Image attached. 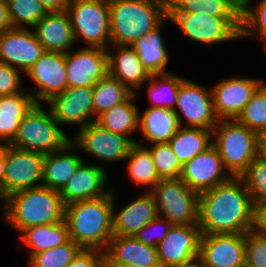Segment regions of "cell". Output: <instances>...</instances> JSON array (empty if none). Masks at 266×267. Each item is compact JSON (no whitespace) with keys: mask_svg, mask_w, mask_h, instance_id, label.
<instances>
[{"mask_svg":"<svg viewBox=\"0 0 266 267\" xmlns=\"http://www.w3.org/2000/svg\"><path fill=\"white\" fill-rule=\"evenodd\" d=\"M168 143L183 166L212 146V130L181 126Z\"/></svg>","mask_w":266,"mask_h":267,"instance_id":"30","label":"cell"},{"mask_svg":"<svg viewBox=\"0 0 266 267\" xmlns=\"http://www.w3.org/2000/svg\"><path fill=\"white\" fill-rule=\"evenodd\" d=\"M105 267H140L132 264L105 263Z\"/></svg>","mask_w":266,"mask_h":267,"instance_id":"53","label":"cell"},{"mask_svg":"<svg viewBox=\"0 0 266 267\" xmlns=\"http://www.w3.org/2000/svg\"><path fill=\"white\" fill-rule=\"evenodd\" d=\"M20 85L19 69L0 63V97L23 92Z\"/></svg>","mask_w":266,"mask_h":267,"instance_id":"45","label":"cell"},{"mask_svg":"<svg viewBox=\"0 0 266 267\" xmlns=\"http://www.w3.org/2000/svg\"><path fill=\"white\" fill-rule=\"evenodd\" d=\"M6 144L0 141V153L4 150Z\"/></svg>","mask_w":266,"mask_h":267,"instance_id":"55","label":"cell"},{"mask_svg":"<svg viewBox=\"0 0 266 267\" xmlns=\"http://www.w3.org/2000/svg\"><path fill=\"white\" fill-rule=\"evenodd\" d=\"M45 51L68 53L75 44V36L69 15L63 12H48L32 28Z\"/></svg>","mask_w":266,"mask_h":267,"instance_id":"22","label":"cell"},{"mask_svg":"<svg viewBox=\"0 0 266 267\" xmlns=\"http://www.w3.org/2000/svg\"><path fill=\"white\" fill-rule=\"evenodd\" d=\"M201 235L198 225H173L157 245L160 266L176 265L198 256Z\"/></svg>","mask_w":266,"mask_h":267,"instance_id":"20","label":"cell"},{"mask_svg":"<svg viewBox=\"0 0 266 267\" xmlns=\"http://www.w3.org/2000/svg\"><path fill=\"white\" fill-rule=\"evenodd\" d=\"M13 29L6 0H0V35Z\"/></svg>","mask_w":266,"mask_h":267,"instance_id":"48","label":"cell"},{"mask_svg":"<svg viewBox=\"0 0 266 267\" xmlns=\"http://www.w3.org/2000/svg\"><path fill=\"white\" fill-rule=\"evenodd\" d=\"M263 138L235 120H218L212 130V145L217 149L225 170L239 177L260 155Z\"/></svg>","mask_w":266,"mask_h":267,"instance_id":"5","label":"cell"},{"mask_svg":"<svg viewBox=\"0 0 266 267\" xmlns=\"http://www.w3.org/2000/svg\"><path fill=\"white\" fill-rule=\"evenodd\" d=\"M147 147L156 166L160 179H178L182 166L168 142L152 143Z\"/></svg>","mask_w":266,"mask_h":267,"instance_id":"41","label":"cell"},{"mask_svg":"<svg viewBox=\"0 0 266 267\" xmlns=\"http://www.w3.org/2000/svg\"><path fill=\"white\" fill-rule=\"evenodd\" d=\"M230 177L217 149L212 145L182 166L180 179L190 189L200 194L225 182Z\"/></svg>","mask_w":266,"mask_h":267,"instance_id":"19","label":"cell"},{"mask_svg":"<svg viewBox=\"0 0 266 267\" xmlns=\"http://www.w3.org/2000/svg\"><path fill=\"white\" fill-rule=\"evenodd\" d=\"M168 19L195 43L213 45L241 38V16H211L204 12H168Z\"/></svg>","mask_w":266,"mask_h":267,"instance_id":"7","label":"cell"},{"mask_svg":"<svg viewBox=\"0 0 266 267\" xmlns=\"http://www.w3.org/2000/svg\"><path fill=\"white\" fill-rule=\"evenodd\" d=\"M2 202L4 220L19 234L26 228L64 220L65 205L58 191L38 186L15 192Z\"/></svg>","mask_w":266,"mask_h":267,"instance_id":"4","label":"cell"},{"mask_svg":"<svg viewBox=\"0 0 266 267\" xmlns=\"http://www.w3.org/2000/svg\"><path fill=\"white\" fill-rule=\"evenodd\" d=\"M21 240L29 247V255L57 247L69 240V232L65 220L60 222L32 226L24 229Z\"/></svg>","mask_w":266,"mask_h":267,"instance_id":"32","label":"cell"},{"mask_svg":"<svg viewBox=\"0 0 266 267\" xmlns=\"http://www.w3.org/2000/svg\"><path fill=\"white\" fill-rule=\"evenodd\" d=\"M72 143L81 151L94 155L103 162L125 160L131 146L137 141L123 135L113 133L100 127L97 123H89L78 129Z\"/></svg>","mask_w":266,"mask_h":267,"instance_id":"12","label":"cell"},{"mask_svg":"<svg viewBox=\"0 0 266 267\" xmlns=\"http://www.w3.org/2000/svg\"><path fill=\"white\" fill-rule=\"evenodd\" d=\"M125 160L129 161L127 166L128 175L136 185L148 186L150 192L155 184L161 180L146 145L140 142L134 143Z\"/></svg>","mask_w":266,"mask_h":267,"instance_id":"33","label":"cell"},{"mask_svg":"<svg viewBox=\"0 0 266 267\" xmlns=\"http://www.w3.org/2000/svg\"><path fill=\"white\" fill-rule=\"evenodd\" d=\"M5 165H6V159H5V148H4V150L0 153V199L1 201L4 200Z\"/></svg>","mask_w":266,"mask_h":267,"instance_id":"50","label":"cell"},{"mask_svg":"<svg viewBox=\"0 0 266 267\" xmlns=\"http://www.w3.org/2000/svg\"><path fill=\"white\" fill-rule=\"evenodd\" d=\"M49 111V112H48ZM36 104L21 121L14 140V148L47 154L62 150L72 139L60 129L50 110Z\"/></svg>","mask_w":266,"mask_h":267,"instance_id":"6","label":"cell"},{"mask_svg":"<svg viewBox=\"0 0 266 267\" xmlns=\"http://www.w3.org/2000/svg\"><path fill=\"white\" fill-rule=\"evenodd\" d=\"M26 73L39 88L29 92L37 104L68 88L65 53L46 51Z\"/></svg>","mask_w":266,"mask_h":267,"instance_id":"13","label":"cell"},{"mask_svg":"<svg viewBox=\"0 0 266 267\" xmlns=\"http://www.w3.org/2000/svg\"><path fill=\"white\" fill-rule=\"evenodd\" d=\"M199 256L204 267H245V233L202 234Z\"/></svg>","mask_w":266,"mask_h":267,"instance_id":"16","label":"cell"},{"mask_svg":"<svg viewBox=\"0 0 266 267\" xmlns=\"http://www.w3.org/2000/svg\"><path fill=\"white\" fill-rule=\"evenodd\" d=\"M48 12H63L67 10L70 0H39Z\"/></svg>","mask_w":266,"mask_h":267,"instance_id":"49","label":"cell"},{"mask_svg":"<svg viewBox=\"0 0 266 267\" xmlns=\"http://www.w3.org/2000/svg\"><path fill=\"white\" fill-rule=\"evenodd\" d=\"M263 40H264L263 42L265 43L266 42V37ZM264 47H265V51H266V43H265Z\"/></svg>","mask_w":266,"mask_h":267,"instance_id":"56","label":"cell"},{"mask_svg":"<svg viewBox=\"0 0 266 267\" xmlns=\"http://www.w3.org/2000/svg\"><path fill=\"white\" fill-rule=\"evenodd\" d=\"M113 194L65 205L69 239L82 249L106 251L113 236Z\"/></svg>","mask_w":266,"mask_h":267,"instance_id":"2","label":"cell"},{"mask_svg":"<svg viewBox=\"0 0 266 267\" xmlns=\"http://www.w3.org/2000/svg\"><path fill=\"white\" fill-rule=\"evenodd\" d=\"M236 120L262 138L266 136V83L259 86Z\"/></svg>","mask_w":266,"mask_h":267,"instance_id":"36","label":"cell"},{"mask_svg":"<svg viewBox=\"0 0 266 267\" xmlns=\"http://www.w3.org/2000/svg\"><path fill=\"white\" fill-rule=\"evenodd\" d=\"M66 12L76 41L80 37L87 47L110 48L108 0H70Z\"/></svg>","mask_w":266,"mask_h":267,"instance_id":"9","label":"cell"},{"mask_svg":"<svg viewBox=\"0 0 266 267\" xmlns=\"http://www.w3.org/2000/svg\"><path fill=\"white\" fill-rule=\"evenodd\" d=\"M135 94L98 116L95 123L105 130L129 138L130 133L139 129V109L133 104Z\"/></svg>","mask_w":266,"mask_h":267,"instance_id":"31","label":"cell"},{"mask_svg":"<svg viewBox=\"0 0 266 267\" xmlns=\"http://www.w3.org/2000/svg\"><path fill=\"white\" fill-rule=\"evenodd\" d=\"M260 155L266 160V141L263 139L261 143Z\"/></svg>","mask_w":266,"mask_h":267,"instance_id":"54","label":"cell"},{"mask_svg":"<svg viewBox=\"0 0 266 267\" xmlns=\"http://www.w3.org/2000/svg\"><path fill=\"white\" fill-rule=\"evenodd\" d=\"M166 267H204L201 257L198 255L188 261L176 264V265H168Z\"/></svg>","mask_w":266,"mask_h":267,"instance_id":"52","label":"cell"},{"mask_svg":"<svg viewBox=\"0 0 266 267\" xmlns=\"http://www.w3.org/2000/svg\"><path fill=\"white\" fill-rule=\"evenodd\" d=\"M106 182L107 172L104 167L83 161L59 194L64 205L102 197L111 192L106 189Z\"/></svg>","mask_w":266,"mask_h":267,"instance_id":"21","label":"cell"},{"mask_svg":"<svg viewBox=\"0 0 266 267\" xmlns=\"http://www.w3.org/2000/svg\"><path fill=\"white\" fill-rule=\"evenodd\" d=\"M6 3L13 28H33L48 13L39 0H6Z\"/></svg>","mask_w":266,"mask_h":267,"instance_id":"39","label":"cell"},{"mask_svg":"<svg viewBox=\"0 0 266 267\" xmlns=\"http://www.w3.org/2000/svg\"><path fill=\"white\" fill-rule=\"evenodd\" d=\"M241 15L251 6L252 0H226Z\"/></svg>","mask_w":266,"mask_h":267,"instance_id":"51","label":"cell"},{"mask_svg":"<svg viewBox=\"0 0 266 267\" xmlns=\"http://www.w3.org/2000/svg\"><path fill=\"white\" fill-rule=\"evenodd\" d=\"M173 110L180 126L183 125L181 119L183 116L187 121V127L213 130L218 123L213 108L211 89L207 90L201 84L188 79H184L179 87L176 106Z\"/></svg>","mask_w":266,"mask_h":267,"instance_id":"11","label":"cell"},{"mask_svg":"<svg viewBox=\"0 0 266 267\" xmlns=\"http://www.w3.org/2000/svg\"><path fill=\"white\" fill-rule=\"evenodd\" d=\"M185 78L172 73L152 74L149 77L150 107L174 109L179 87Z\"/></svg>","mask_w":266,"mask_h":267,"instance_id":"35","label":"cell"},{"mask_svg":"<svg viewBox=\"0 0 266 267\" xmlns=\"http://www.w3.org/2000/svg\"><path fill=\"white\" fill-rule=\"evenodd\" d=\"M165 224V225H164ZM162 226V227H161ZM173 224L169 222L168 220L161 218L157 216L152 221H150L146 226H144L141 230H139L134 237L149 246L157 248V245L159 242H161L169 230L172 228ZM155 231L153 234L155 237L151 234L150 230ZM158 230V231H156ZM161 230V231H160ZM159 233V234H158Z\"/></svg>","mask_w":266,"mask_h":267,"instance_id":"44","label":"cell"},{"mask_svg":"<svg viewBox=\"0 0 266 267\" xmlns=\"http://www.w3.org/2000/svg\"><path fill=\"white\" fill-rule=\"evenodd\" d=\"M256 35L262 40L266 37V0L259 1L254 9L249 7L241 14L240 37Z\"/></svg>","mask_w":266,"mask_h":267,"instance_id":"42","label":"cell"},{"mask_svg":"<svg viewBox=\"0 0 266 267\" xmlns=\"http://www.w3.org/2000/svg\"><path fill=\"white\" fill-rule=\"evenodd\" d=\"M255 206L240 177L199 194L201 234L247 233L253 230Z\"/></svg>","mask_w":266,"mask_h":267,"instance_id":"1","label":"cell"},{"mask_svg":"<svg viewBox=\"0 0 266 267\" xmlns=\"http://www.w3.org/2000/svg\"><path fill=\"white\" fill-rule=\"evenodd\" d=\"M111 45L132 46L167 17V0H108Z\"/></svg>","mask_w":266,"mask_h":267,"instance_id":"3","label":"cell"},{"mask_svg":"<svg viewBox=\"0 0 266 267\" xmlns=\"http://www.w3.org/2000/svg\"><path fill=\"white\" fill-rule=\"evenodd\" d=\"M245 267H266V237L254 230L245 233Z\"/></svg>","mask_w":266,"mask_h":267,"instance_id":"43","label":"cell"},{"mask_svg":"<svg viewBox=\"0 0 266 267\" xmlns=\"http://www.w3.org/2000/svg\"><path fill=\"white\" fill-rule=\"evenodd\" d=\"M37 103L24 90L21 93L0 97V140L9 145L15 138L23 118Z\"/></svg>","mask_w":266,"mask_h":267,"instance_id":"27","label":"cell"},{"mask_svg":"<svg viewBox=\"0 0 266 267\" xmlns=\"http://www.w3.org/2000/svg\"><path fill=\"white\" fill-rule=\"evenodd\" d=\"M253 230L266 237V202L255 205Z\"/></svg>","mask_w":266,"mask_h":267,"instance_id":"47","label":"cell"},{"mask_svg":"<svg viewBox=\"0 0 266 267\" xmlns=\"http://www.w3.org/2000/svg\"><path fill=\"white\" fill-rule=\"evenodd\" d=\"M114 199L113 195V235L134 236L158 216L157 206L150 192L138 196L117 213H115Z\"/></svg>","mask_w":266,"mask_h":267,"instance_id":"23","label":"cell"},{"mask_svg":"<svg viewBox=\"0 0 266 267\" xmlns=\"http://www.w3.org/2000/svg\"><path fill=\"white\" fill-rule=\"evenodd\" d=\"M168 12H204L211 16H241L226 0H167Z\"/></svg>","mask_w":266,"mask_h":267,"instance_id":"37","label":"cell"},{"mask_svg":"<svg viewBox=\"0 0 266 267\" xmlns=\"http://www.w3.org/2000/svg\"><path fill=\"white\" fill-rule=\"evenodd\" d=\"M254 78H229L220 81L212 89L213 108L218 120H235L243 111L251 96L263 83Z\"/></svg>","mask_w":266,"mask_h":267,"instance_id":"14","label":"cell"},{"mask_svg":"<svg viewBox=\"0 0 266 267\" xmlns=\"http://www.w3.org/2000/svg\"><path fill=\"white\" fill-rule=\"evenodd\" d=\"M133 93L117 79L107 75L93 87V116H98L126 101Z\"/></svg>","mask_w":266,"mask_h":267,"instance_id":"34","label":"cell"},{"mask_svg":"<svg viewBox=\"0 0 266 267\" xmlns=\"http://www.w3.org/2000/svg\"><path fill=\"white\" fill-rule=\"evenodd\" d=\"M111 46L114 50L115 48L117 49V53L111 54L110 49H106L108 55V75L117 79L132 93H135V88H141L151 75L143 67L137 52L131 46Z\"/></svg>","mask_w":266,"mask_h":267,"instance_id":"24","label":"cell"},{"mask_svg":"<svg viewBox=\"0 0 266 267\" xmlns=\"http://www.w3.org/2000/svg\"><path fill=\"white\" fill-rule=\"evenodd\" d=\"M167 19L168 17L157 28L146 33L131 46L150 75L168 73L165 70L169 61L168 49L161 36L162 24Z\"/></svg>","mask_w":266,"mask_h":267,"instance_id":"29","label":"cell"},{"mask_svg":"<svg viewBox=\"0 0 266 267\" xmlns=\"http://www.w3.org/2000/svg\"><path fill=\"white\" fill-rule=\"evenodd\" d=\"M44 154L6 145L4 199L9 195L42 185Z\"/></svg>","mask_w":266,"mask_h":267,"instance_id":"10","label":"cell"},{"mask_svg":"<svg viewBox=\"0 0 266 267\" xmlns=\"http://www.w3.org/2000/svg\"><path fill=\"white\" fill-rule=\"evenodd\" d=\"M33 30L13 28L0 35V63L27 72L45 53Z\"/></svg>","mask_w":266,"mask_h":267,"instance_id":"18","label":"cell"},{"mask_svg":"<svg viewBox=\"0 0 266 267\" xmlns=\"http://www.w3.org/2000/svg\"><path fill=\"white\" fill-rule=\"evenodd\" d=\"M82 248L69 239L66 243L29 256L30 267H67Z\"/></svg>","mask_w":266,"mask_h":267,"instance_id":"38","label":"cell"},{"mask_svg":"<svg viewBox=\"0 0 266 267\" xmlns=\"http://www.w3.org/2000/svg\"><path fill=\"white\" fill-rule=\"evenodd\" d=\"M239 177L249 191L254 206L266 202V160L261 155Z\"/></svg>","mask_w":266,"mask_h":267,"instance_id":"40","label":"cell"},{"mask_svg":"<svg viewBox=\"0 0 266 267\" xmlns=\"http://www.w3.org/2000/svg\"><path fill=\"white\" fill-rule=\"evenodd\" d=\"M105 263L161 267L157 248L138 241L134 236L113 235L105 251Z\"/></svg>","mask_w":266,"mask_h":267,"instance_id":"25","label":"cell"},{"mask_svg":"<svg viewBox=\"0 0 266 267\" xmlns=\"http://www.w3.org/2000/svg\"><path fill=\"white\" fill-rule=\"evenodd\" d=\"M105 252L82 249L67 267H105Z\"/></svg>","mask_w":266,"mask_h":267,"instance_id":"46","label":"cell"},{"mask_svg":"<svg viewBox=\"0 0 266 267\" xmlns=\"http://www.w3.org/2000/svg\"><path fill=\"white\" fill-rule=\"evenodd\" d=\"M45 103L49 104L52 116L60 125L80 124L81 129L95 122L92 87H68Z\"/></svg>","mask_w":266,"mask_h":267,"instance_id":"17","label":"cell"},{"mask_svg":"<svg viewBox=\"0 0 266 267\" xmlns=\"http://www.w3.org/2000/svg\"><path fill=\"white\" fill-rule=\"evenodd\" d=\"M150 193L154 197L159 217L173 225L198 224L199 194L180 178L161 179Z\"/></svg>","mask_w":266,"mask_h":267,"instance_id":"8","label":"cell"},{"mask_svg":"<svg viewBox=\"0 0 266 267\" xmlns=\"http://www.w3.org/2000/svg\"><path fill=\"white\" fill-rule=\"evenodd\" d=\"M75 149L76 146L70 142L62 150L44 154L42 186L58 192L63 189L78 166L84 161L79 155L73 153Z\"/></svg>","mask_w":266,"mask_h":267,"instance_id":"26","label":"cell"},{"mask_svg":"<svg viewBox=\"0 0 266 267\" xmlns=\"http://www.w3.org/2000/svg\"><path fill=\"white\" fill-rule=\"evenodd\" d=\"M67 87H94L108 75L106 49L83 47L74 53H65Z\"/></svg>","mask_w":266,"mask_h":267,"instance_id":"15","label":"cell"},{"mask_svg":"<svg viewBox=\"0 0 266 267\" xmlns=\"http://www.w3.org/2000/svg\"><path fill=\"white\" fill-rule=\"evenodd\" d=\"M180 127L173 109L149 107L139 116V130L147 144L169 142Z\"/></svg>","mask_w":266,"mask_h":267,"instance_id":"28","label":"cell"}]
</instances>
